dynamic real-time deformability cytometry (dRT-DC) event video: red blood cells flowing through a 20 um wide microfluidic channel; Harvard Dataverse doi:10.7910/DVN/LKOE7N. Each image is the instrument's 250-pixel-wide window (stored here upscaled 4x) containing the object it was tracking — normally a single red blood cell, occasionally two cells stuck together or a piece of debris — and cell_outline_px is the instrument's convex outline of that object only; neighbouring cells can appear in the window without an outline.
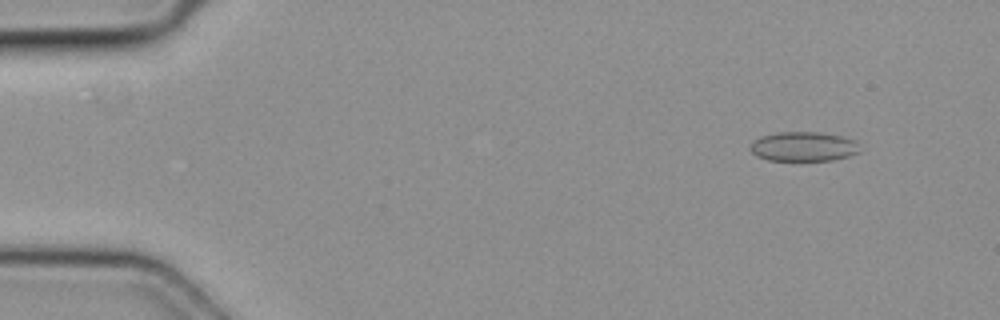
{"species": "common noctule bat (a hibernating species)", "species_latin": "Nyctalus noctula", "temperature_condition": "cold", "stored_images_in_passage": 5, "camera_frame_rate_fps": 3000, "um_per_image_px": 0.085, "animal": {"sex": "female", "body_mass_g": 19.3, "forearm_length_mm": 54.1}, "frame": {"image": 1, "passage_image": 2, "time_ms": 0.333, "image_size_px": [1000, 320], "cell_outline_px": [[860, 152], [848, 156], [832, 160], [768, 160], [756, 156], [748, 148], [752, 140], [760, 136], [776, 132], [820, 132], [840, 136], [856, 140]], "centroid_in_image_um": [68.25, 12.45], "position_along_channel_um": 16.8, "area_um2": 18.96}}